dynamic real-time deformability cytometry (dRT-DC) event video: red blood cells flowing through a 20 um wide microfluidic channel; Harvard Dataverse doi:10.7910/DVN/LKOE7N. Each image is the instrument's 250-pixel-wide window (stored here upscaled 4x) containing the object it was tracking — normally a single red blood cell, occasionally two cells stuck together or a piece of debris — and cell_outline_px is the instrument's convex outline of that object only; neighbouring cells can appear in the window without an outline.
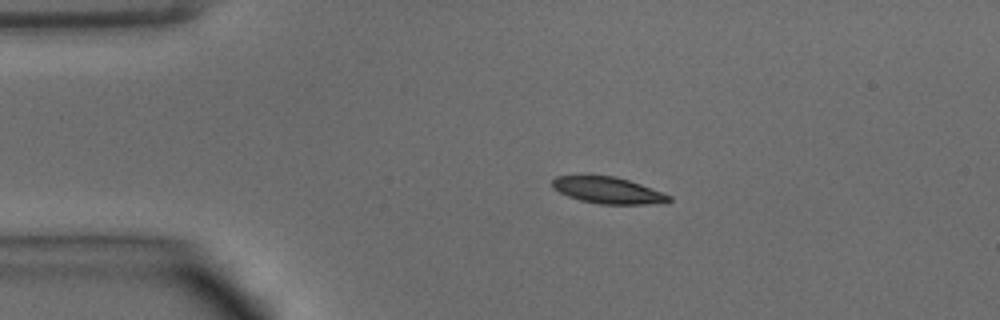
{"species": "common noctule bat (a hibernating species)", "species_latin": "Nyctalus noctula", "temperature_condition": "warm", "stored_images_in_passage": 34, "camera_frame_rate_fps": 3000, "um_per_image_px": 0.085, "animal": {"sex": "male", "body_mass_g": 15.6}, "frame": {"image": 1, "passage_image": 1, "time_ms": 0.0, "image_size_px": [1000, 320], "cell_outline_px": [[672, 200], [644, 204], [600, 204], [580, 200], [568, 196], [552, 188], [552, 180], [556, 176], [612, 176], [628, 180], [640, 184], [672, 196]], "centroid_in_image_um": [51.63, 16.18], "position_along_channel_um": 33.4, "area_um2": 17.63}}
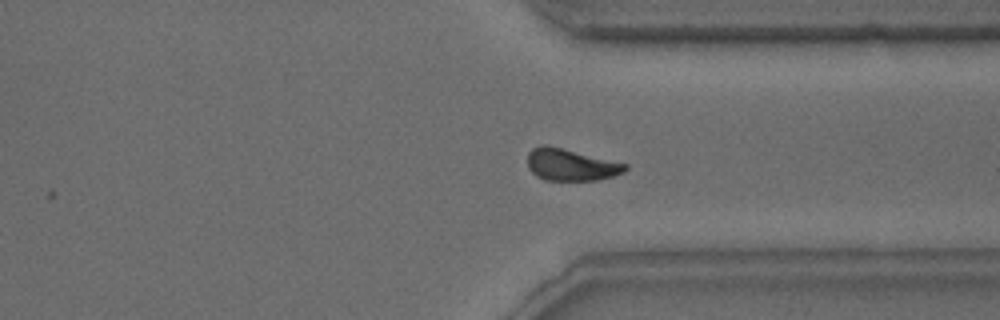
{"frame": {"image": 2, "passage_image": 28, "time_ms": 9.0, "image_size_px": [1000, 320], "cell_outline_px": [[628, 168], [624, 172], [600, 180], [544, 180], [536, 176], [528, 168], [528, 152], [532, 148], [544, 144], [628, 164]], "centroid_in_image_um": [48.51, 14.01], "position_along_channel_um": 362.9, "area_um2": 18.03}}
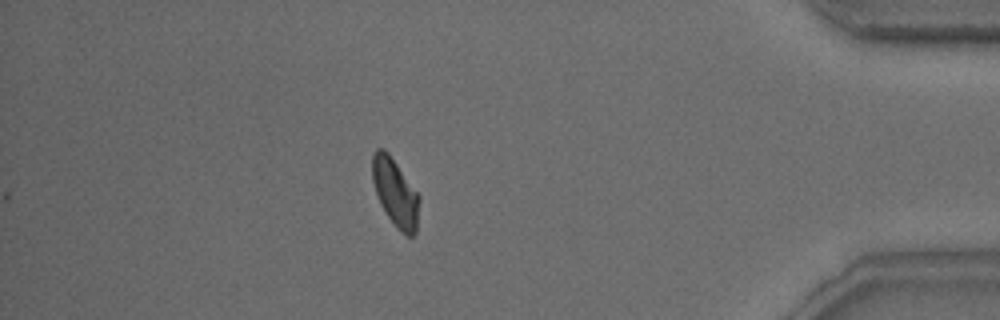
{"frame": {"image": 3, "passage_image": 34, "time_ms": 11.0, "image_size_px": [1000, 320], "cell_outline_px": [[420, 200], [416, 232], [412, 236], [408, 236], [400, 232], [396, 228], [380, 204], [372, 180], [372, 156], [376, 148], [384, 148], [388, 152], [420, 196]], "centroid_in_image_um": [33.6, 16.37], "position_along_channel_um": 401.6, "area_um2": 18.55}, "authors_computed_cell_mechanics": {"area_um2": 18.6983, "velocity_mm_per_s": 4.0924, "shape_relaxation_time_tau1_ms": 3.2315, "shape_relaxation_time_tau2_ms": 3.633, "deformation_change_tau1": 0.1274, "deformation_change_tau2": 0.0909}}